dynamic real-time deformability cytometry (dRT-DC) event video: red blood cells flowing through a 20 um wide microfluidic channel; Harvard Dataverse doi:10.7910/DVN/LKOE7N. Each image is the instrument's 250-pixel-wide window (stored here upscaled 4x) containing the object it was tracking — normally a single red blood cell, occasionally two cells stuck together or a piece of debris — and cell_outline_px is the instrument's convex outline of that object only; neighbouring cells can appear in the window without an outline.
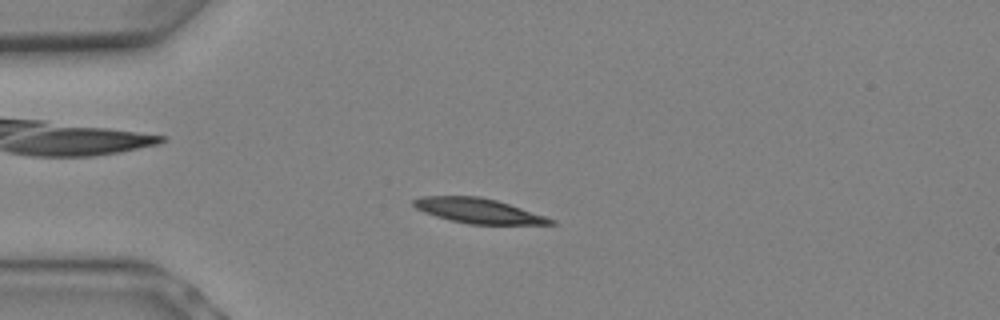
{"species": "Egyptian fruit bat (a non-hibernating species)", "species_latin": "Rousettus aegyptiacus", "temperature_condition": "warm", "stored_images_in_passage": 6, "camera_frame_rate_fps": 3000, "um_per_image_px": 0.085, "animal": {"sex": "female"}, "frame": {"image": 1, "passage_image": 5, "time_ms": 1.333, "image_size_px": [1000, 320], "cell_outline_px": [[556, 224], [468, 224], [436, 216], [424, 212], [416, 208], [412, 204], [412, 200], [420, 196], [480, 196], [496, 200], [556, 220]], "centroid_in_image_um": [40.61, 17.91], "position_along_channel_um": 44.4, "area_um2": 19.59}}